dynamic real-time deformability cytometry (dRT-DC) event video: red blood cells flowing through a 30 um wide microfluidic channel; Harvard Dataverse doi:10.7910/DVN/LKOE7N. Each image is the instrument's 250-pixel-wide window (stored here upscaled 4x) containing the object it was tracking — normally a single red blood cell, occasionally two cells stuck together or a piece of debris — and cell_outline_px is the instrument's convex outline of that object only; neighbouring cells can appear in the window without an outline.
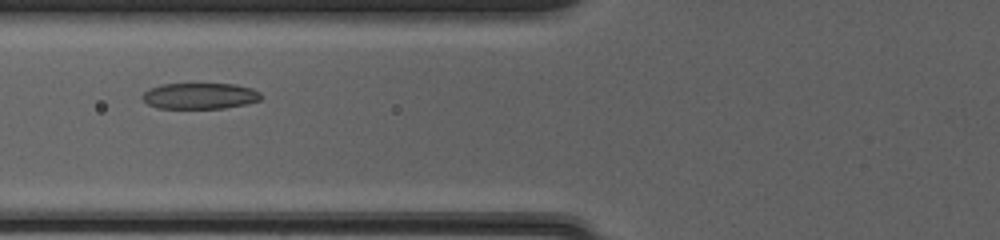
{"species": "common noctule bat (a hibernating species)", "species_latin": "Nyctalus noctula", "temperature_condition": "cold", "stored_images_in_passage": 38, "camera_frame_rate_fps": 3000, "um_per_image_px": 0.085, "animal": {"sex": "female", "body_mass_g": 20.0, "forearm_length_mm": 54.0}, "frame": {"image": 1, "passage_image": 9, "time_ms": 2.667, "image_size_px": [1000, 240], "cell_outline_px": [[260, 100], [244, 104], [224, 108], [160, 108], [148, 104], [140, 96], [148, 88], [160, 84], [236, 84], [252, 88], [260, 92]], "centroid_in_image_um": [16.96, 8.14], "position_along_channel_um": 108.8, "area_um2": 17.98}}
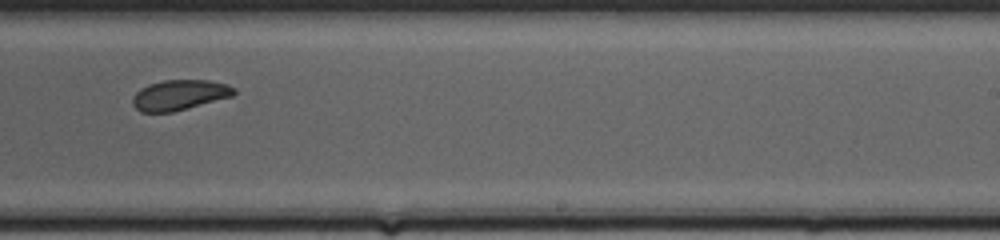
{"frame": {"image": 2, "passage_image": 21, "time_ms": 6.667, "image_size_px": [1000, 240], "cell_outline_px": [[236, 92], [232, 96], [172, 112], [140, 112], [132, 104], [132, 96], [140, 88], [148, 84], [164, 80], [208, 80], [228, 84], [236, 88]], "centroid_in_image_um": [15.24, 8.06], "position_along_channel_um": 273.8, "area_um2": 17.92}}
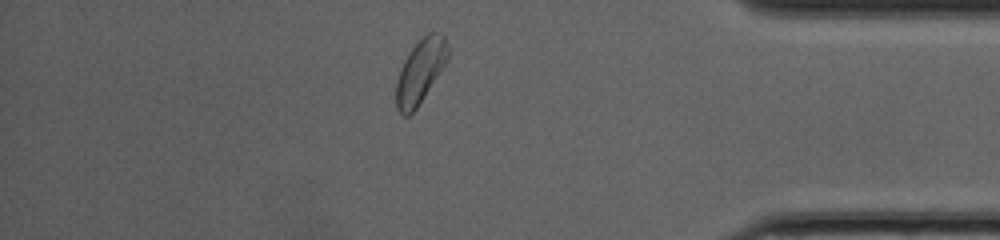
{"frame": {"image": 3, "passage_image": 32, "time_ms": 10.333, "image_size_px": [1000, 240], "cell_outline_px": [[448, 60], [416, 108], [408, 116], [404, 116], [396, 108], [396, 84], [400, 68], [404, 60], [412, 48], [428, 32], [444, 32], [448, 48]], "centroid_in_image_um": [35.74, 6.03], "position_along_channel_um": 399.5, "area_um2": 19.07}, "authors_computed_cell_mechanics": {"area_um2": 18.6405, "velocity_mm_per_s": 4.1333, "shape_relaxation_time_tau1_ms": 3.6473, "shape_relaxation_time_tau2_ms": 2.7173, "deformation_change_tau1": 0.1189, "deformation_change_tau2": 0.0764}}